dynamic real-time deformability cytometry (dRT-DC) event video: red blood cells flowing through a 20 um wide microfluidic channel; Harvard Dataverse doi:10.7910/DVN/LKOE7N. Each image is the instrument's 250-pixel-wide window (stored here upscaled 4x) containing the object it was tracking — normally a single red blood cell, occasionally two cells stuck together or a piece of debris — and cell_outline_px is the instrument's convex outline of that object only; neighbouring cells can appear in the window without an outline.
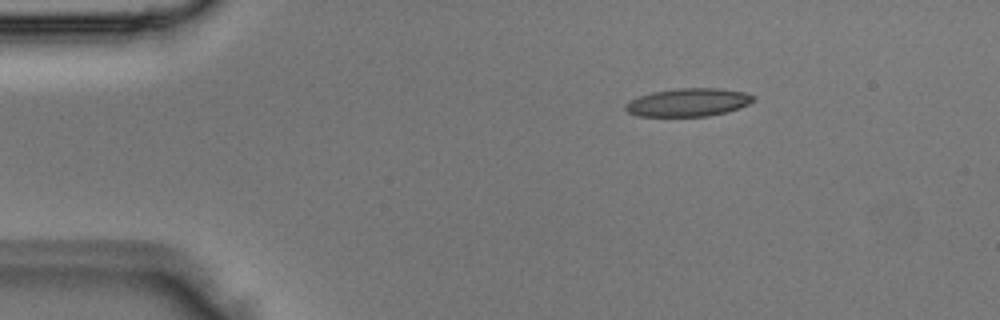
{"species": "Egyptian fruit bat (a non-hibernating species)", "species_latin": "Rousettus aegyptiacus", "temperature_condition": "room temperature", "stored_images_in_passage": 3, "camera_frame_rate_fps": 3000, "um_per_image_px": 0.085, "animal": {"sex": "male"}, "frame": {"image": 1, "passage_image": 1, "time_ms": 0.0, "image_size_px": [1000, 320], "cell_outline_px": [[756, 96], [748, 104], [740, 108], [708, 116], [636, 116], [628, 112], [624, 108], [624, 104], [628, 100], [652, 92], [676, 88], [720, 88], [748, 92]], "centroid_in_image_um": [58.49, 8.69], "position_along_channel_um": 26.5, "area_um2": 21.1}}
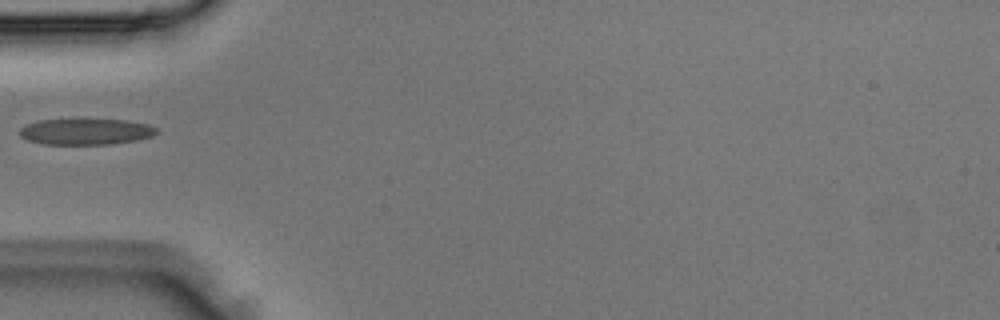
{"frame": {"image": 2, "passage_image": 3, "time_ms": 0.667, "image_size_px": [1000, 320], "cell_outline_px": [[156, 132], [152, 136], [136, 140], [112, 144], [44, 144], [28, 140], [20, 136], [20, 128], [24, 124], [40, 120], [128, 120], [148, 124], [156, 128]], "centroid_in_image_um": [7.27, 11.19], "position_along_channel_um": 77.7, "area_um2": 20.63}}